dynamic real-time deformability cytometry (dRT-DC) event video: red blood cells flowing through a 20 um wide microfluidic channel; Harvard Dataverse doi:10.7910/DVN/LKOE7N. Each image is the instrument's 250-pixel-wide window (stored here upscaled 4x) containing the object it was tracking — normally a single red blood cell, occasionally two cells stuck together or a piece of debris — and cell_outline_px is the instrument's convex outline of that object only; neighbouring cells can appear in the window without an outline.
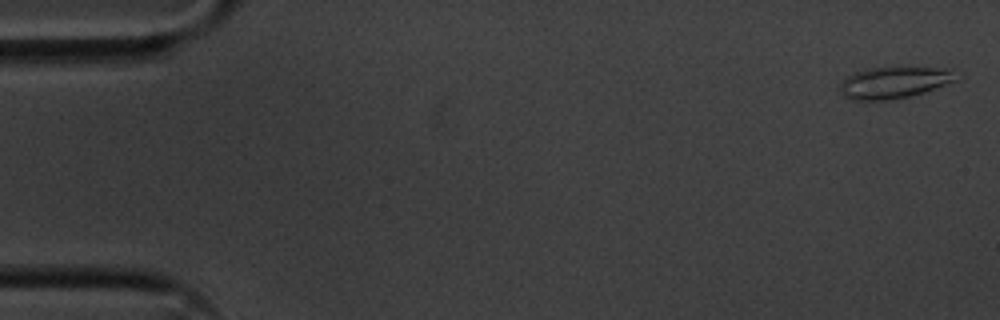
{"species": "common noctule bat (a hibernating species)", "species_latin": "Nyctalus noctula", "temperature_condition": "cold", "stored_images_in_passage": 5, "camera_frame_rate_fps": 3000, "um_per_image_px": 0.085, "animal": {"sex": "male", "body_mass_g": 20.1, "forearm_length_mm": 53.5}, "frame": {"image": 1, "passage_image": 1, "time_ms": 0.0, "image_size_px": [1000, 320], "cell_outline_px": [[960, 80], [924, 92], [908, 96], [888, 100], [852, 100], [844, 96], [840, 92], [840, 84], [848, 76], [856, 72], [868, 68], [944, 68]], "centroid_in_image_um": [75.96, 7.03], "position_along_channel_um": 9.0, "area_um2": 20.92}}
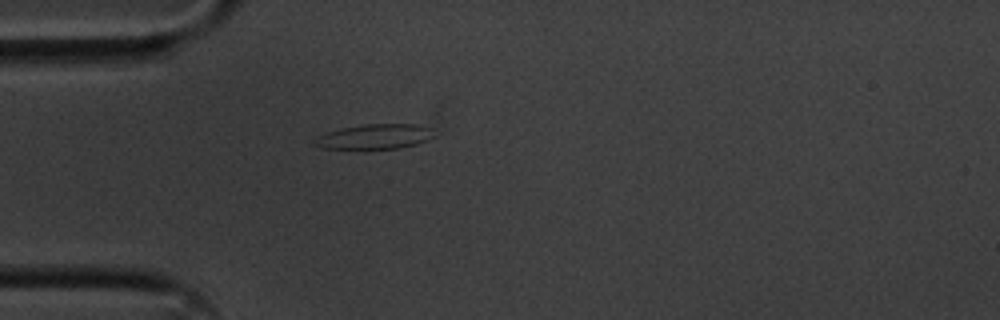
{"frame": {"image": 2, "passage_image": 5, "time_ms": 1.333, "image_size_px": [1000, 320], "cell_outline_px": [[436, 136], [428, 140], [416, 144], [396, 148], [320, 148], [312, 144], [312, 140], [316, 136], [340, 128], [368, 124], [416, 124], [428, 128]], "centroid_in_image_um": [31.8, 11.61], "position_along_channel_um": 53.2, "area_um2": 17.17}}